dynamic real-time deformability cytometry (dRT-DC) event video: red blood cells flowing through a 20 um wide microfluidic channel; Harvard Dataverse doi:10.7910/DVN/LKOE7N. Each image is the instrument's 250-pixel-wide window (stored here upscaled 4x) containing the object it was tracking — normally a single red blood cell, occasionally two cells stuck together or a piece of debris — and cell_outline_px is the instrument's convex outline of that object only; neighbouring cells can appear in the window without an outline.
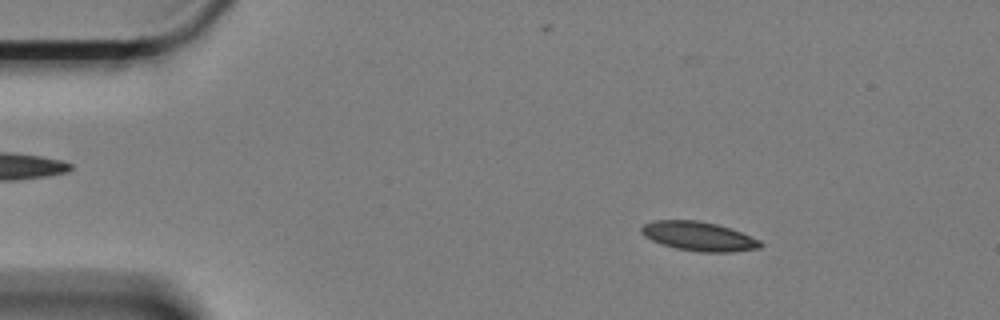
{"species": "Egyptian fruit bat (a non-hibernating species)", "species_latin": "Rousettus aegyptiacus", "temperature_condition": "cold", "stored_images_in_passage": 53, "camera_frame_rate_fps": 3000, "um_per_image_px": 0.085, "animal": {"sex": "female"}, "frame": {"image": 1, "passage_image": 1, "time_ms": 0.0, "image_size_px": [1000, 320], "cell_outline_px": [[764, 244], [760, 248], [732, 252], [696, 252], [676, 248], [660, 244], [644, 236], [640, 232], [640, 228], [644, 224], [656, 220], [700, 220], [732, 228], [760, 240]], "centroid_in_image_um": [59.4, 20.08], "position_along_channel_um": 25.6, "area_um2": 20.46}}
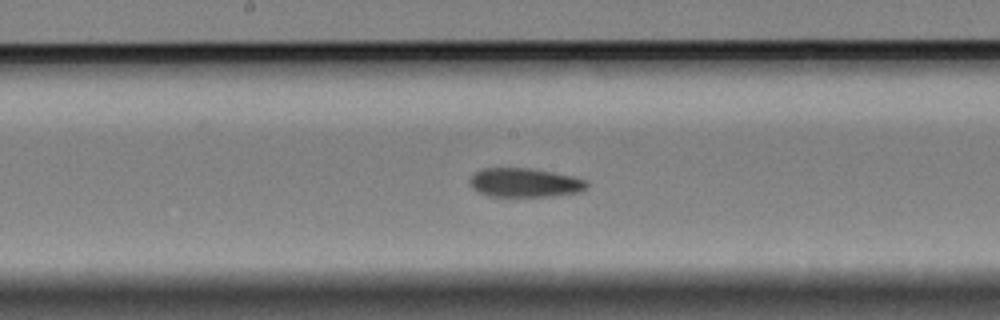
{"frame": {"image": 2, "passage_image": 23, "time_ms": 7.333, "image_size_px": [1000, 320], "cell_outline_px": [[588, 188], [580, 192], [552, 196], [488, 196], [472, 188], [468, 180], [476, 172], [484, 168], [528, 168], [552, 172], [572, 176], [588, 180]], "centroid_in_image_um": [44.63, 15.53], "position_along_channel_um": 203.6, "area_um2": 19.77}}
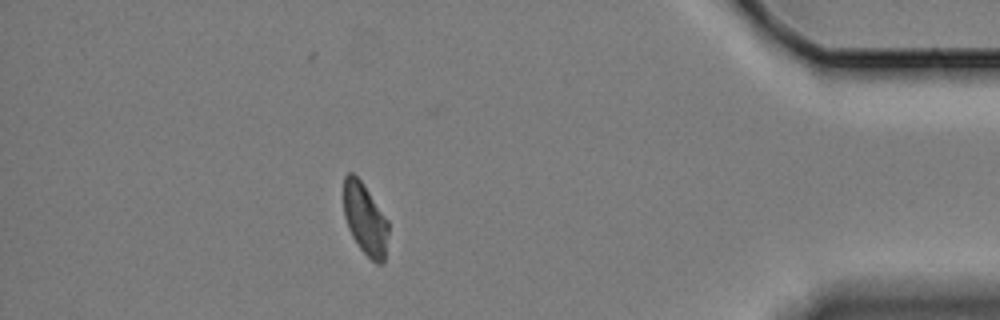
{"frame": {"image": 3, "passage_image": 45, "time_ms": 14.667, "image_size_px": [1000, 320], "cell_outline_px": [[388, 232], [384, 264], [376, 264], [360, 248], [352, 236], [348, 228], [344, 216], [344, 176], [348, 172], [352, 172], [364, 184], [388, 220]], "centroid_in_image_um": [31.03, 18.62], "position_along_channel_um": 404.2, "area_um2": 18.67}, "authors_computed_cell_mechanics": {"area_um2": 20.1722, "velocity_mm_per_s": 3.3145, "shape_relaxation_time_tau1_ms": null, "shape_relaxation_time_tau2_ms": 5.9595, "deformation_change_tau1": null, "deformation_change_tau2": 0.1235}}